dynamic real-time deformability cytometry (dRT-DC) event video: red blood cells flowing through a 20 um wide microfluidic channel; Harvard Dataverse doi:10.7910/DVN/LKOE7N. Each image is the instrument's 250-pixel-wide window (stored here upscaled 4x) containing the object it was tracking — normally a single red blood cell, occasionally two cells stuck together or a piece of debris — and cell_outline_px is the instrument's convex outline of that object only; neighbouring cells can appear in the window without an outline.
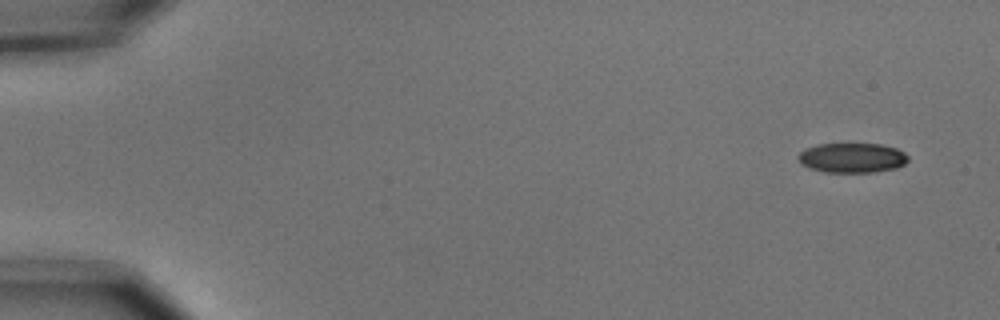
{"species": "common noctule bat (a hibernating species)", "species_latin": "Nyctalus noctula", "temperature_condition": "cold", "stored_images_in_passage": 5, "camera_frame_rate_fps": 3000, "um_per_image_px": 0.085, "animal": {"sex": "male", "body_mass_g": 15.6}, "frame": {"image": 1, "passage_image": 1, "time_ms": 0.0, "image_size_px": [1000, 320], "cell_outline_px": [[908, 160], [904, 164], [896, 168], [876, 172], [824, 172], [808, 168], [800, 164], [796, 156], [804, 148], [820, 144], [880, 144], [896, 148], [904, 152], [908, 156]], "centroid_in_image_um": [72.39, 13.42], "position_along_channel_um": 12.6, "area_um2": 19.25}}
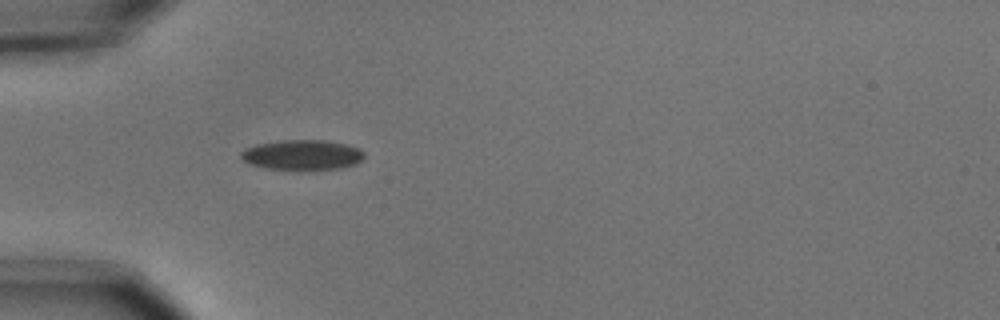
{"frame": {"image": 2, "passage_image": 5, "time_ms": 1.333, "image_size_px": [1000, 320], "cell_outline_px": [[364, 156], [356, 164], [340, 168], [264, 168], [248, 164], [240, 156], [240, 152], [244, 148], [256, 144], [284, 140], [324, 140], [344, 144], [360, 148], [364, 152]], "centroid_in_image_um": [25.66, 13.14], "position_along_channel_um": 59.3, "area_um2": 21.21}}